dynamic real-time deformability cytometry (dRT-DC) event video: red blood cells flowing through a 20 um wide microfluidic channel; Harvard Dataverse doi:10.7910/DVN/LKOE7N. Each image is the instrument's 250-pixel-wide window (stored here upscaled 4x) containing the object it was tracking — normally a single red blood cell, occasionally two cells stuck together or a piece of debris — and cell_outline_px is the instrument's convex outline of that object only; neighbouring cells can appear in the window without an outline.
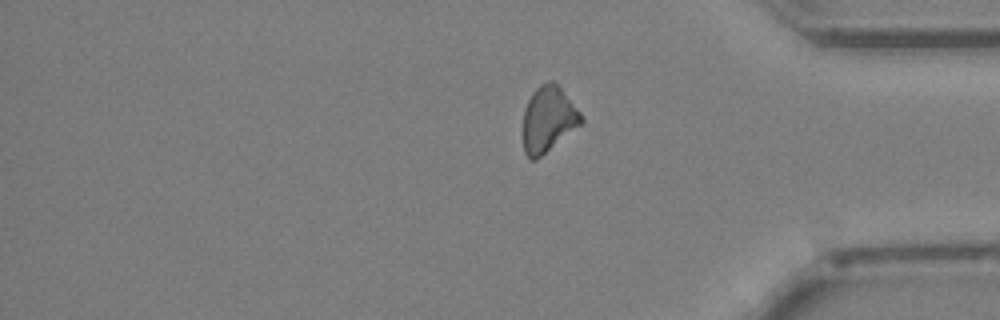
{"species": "Egyptian fruit bat (a non-hibernating species)", "species_latin": "Rousettus aegyptiacus", "temperature_condition": "cold", "stored_images_in_passage": 31, "segment_of_instrument_passage": [2, 2], "camera_frame_rate_fps": 3000, "um_per_image_px": 0.085, "animal": {"sex": "female"}, "frame": {"image": 1, "passage_image": 31, "time_ms": 10.0, "image_size_px": [1000, 320], "cell_outline_px": [[584, 120], [580, 124], [536, 160], [528, 160], [524, 152], [524, 108], [532, 92], [540, 84], [548, 80], [552, 80], [560, 88], [584, 116]], "centroid_in_image_um": [46.58, 10.13], "position_along_channel_um": 388.6, "area_um2": 21.96}}